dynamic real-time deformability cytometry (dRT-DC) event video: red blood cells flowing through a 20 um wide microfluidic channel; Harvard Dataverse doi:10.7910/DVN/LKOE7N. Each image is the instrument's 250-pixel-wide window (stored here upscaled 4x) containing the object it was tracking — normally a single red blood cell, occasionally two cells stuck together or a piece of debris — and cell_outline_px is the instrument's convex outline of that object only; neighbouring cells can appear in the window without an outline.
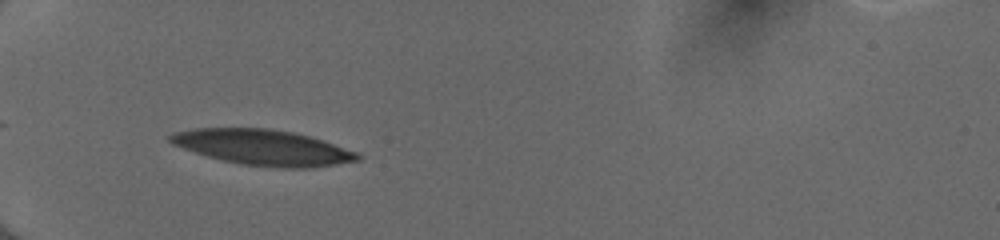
{"species": "human", "species_latin": "Homo sapiens", "temperature_condition": "cold", "stored_images_in_passage": 34, "camera_frame_rate_fps": 3000, "um_per_image_px": 0.085, "donor": {"sex": "female"}, "frame": {"image": 1, "passage_image": 1, "time_ms": 0.0, "image_size_px": [1000, 240], "cell_outline_px": [[360, 160], [312, 168], [276, 168], [240, 164], [208, 156], [172, 144], [168, 140], [168, 136], [172, 132], [192, 128], [268, 128], [292, 132], [308, 136], [356, 152], [360, 156]], "centroid_in_image_um": [22.31, 12.53], "position_along_channel_um": 62.7, "area_um2": 38.49}}
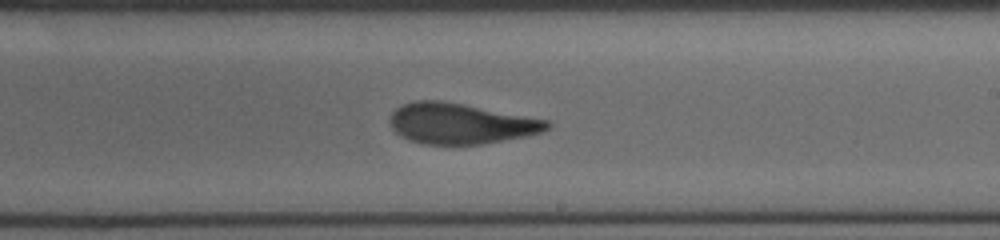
{"frame": {"image": 2, "passage_image": 16, "time_ms": 5.0, "image_size_px": [1000, 240], "cell_outline_px": [[552, 128], [544, 132], [528, 136], [480, 144], [420, 144], [408, 140], [400, 136], [392, 128], [392, 112], [400, 104], [416, 100], [440, 100], [464, 104], [552, 120]], "centroid_in_image_um": [39.22, 10.5], "position_along_channel_um": 249.8, "area_um2": 37.63}}
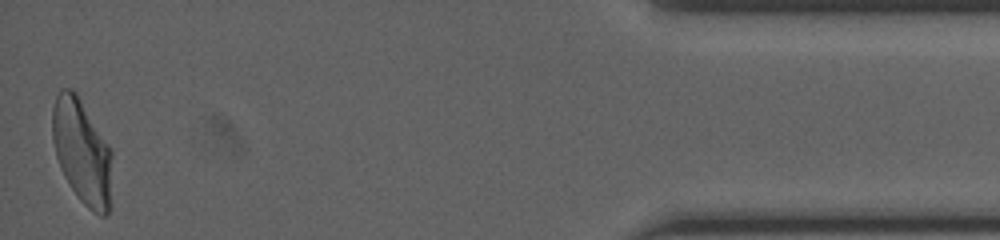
{"frame": {"image": 3, "passage_image": 34, "time_ms": 11.0, "image_size_px": [1000, 240], "cell_outline_px": [[112, 156], [108, 212], [104, 216], [100, 216], [92, 212], [80, 200], [64, 176], [60, 168], [56, 156], [52, 140], [52, 108], [56, 96], [60, 88], [72, 88], [76, 92], [112, 148]], "centroid_in_image_um": [6.96, 12.85], "position_along_channel_um": 428.2, "area_um2": 36.59}, "authors_computed_cell_mechanics": {"area_um2": 38.2347, "velocity_mm_per_s": 4.04, "shape_relaxation_time_tau1_ms": 3.8732, "shape_relaxation_time_tau2_ms": 1.4693, "deformation_change_tau1": 0.2031, "deformation_change_tau2": 0.0848}}